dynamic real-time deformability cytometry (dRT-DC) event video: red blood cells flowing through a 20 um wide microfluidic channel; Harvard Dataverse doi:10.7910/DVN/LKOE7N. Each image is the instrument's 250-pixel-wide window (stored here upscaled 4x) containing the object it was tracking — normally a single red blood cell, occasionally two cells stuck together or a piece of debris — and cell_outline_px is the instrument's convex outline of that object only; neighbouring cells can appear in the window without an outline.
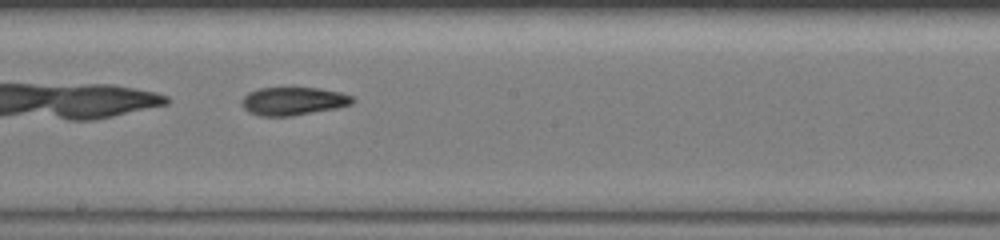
{"species": "common noctule bat (a hibernating species)", "species_latin": "Nyctalus noctula", "temperature_condition": "warm", "stored_images_in_passage": 29, "camera_frame_rate_fps": 3000, "um_per_image_px": 0.085, "animal": {"sex": "female", "body_mass_g": 19.5, "forearm_length_mm": 54.1}, "frame": {"image": 1, "passage_image": 13, "time_ms": 3.667, "image_size_px": [1000, 240], "cell_outline_px": [[356, 100], [352, 104], [336, 108], [292, 116], [260, 116], [248, 112], [244, 108], [244, 96], [248, 92], [260, 88], [320, 88], [340, 92], [352, 96]], "centroid_in_image_um": [24.96, 8.6], "position_along_channel_um": 223.2, "area_um2": 18.03}}
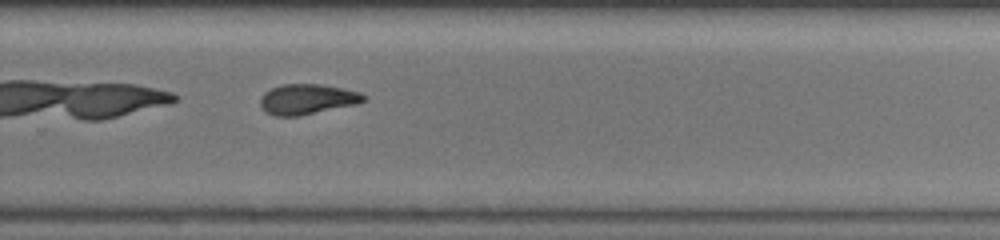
{"frame": {"image": 2, "passage_image": 23, "time_ms": 5.667, "image_size_px": [1000, 240], "cell_outline_px": [[364, 100], [356, 104], [300, 116], [272, 116], [264, 112], [260, 104], [260, 100], [264, 92], [272, 88], [284, 84], [320, 84], [360, 92], [364, 96]], "centroid_in_image_um": [26.06, 8.44], "position_along_channel_um": 303.7, "area_um2": 18.15}}
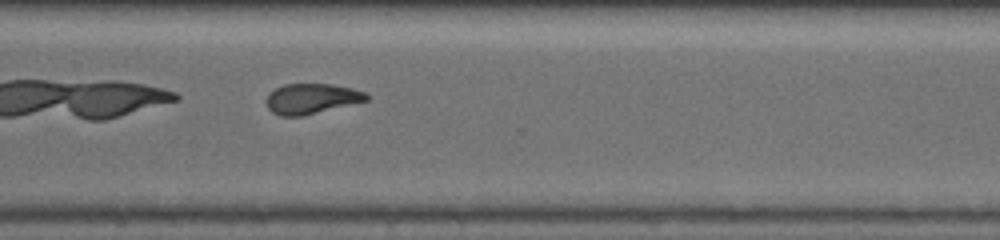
{"frame": {"image": 3, "passage_image": 28, "time_ms": 6.667, "image_size_px": [1000, 240], "cell_outline_px": [[368, 100], [300, 116], [280, 116], [272, 112], [268, 108], [268, 96], [276, 88], [284, 84], [328, 84], [352, 88], [364, 92], [368, 96]], "centroid_in_image_um": [26.48, 8.38], "position_along_channel_um": 344.1, "area_um2": 17.17}}